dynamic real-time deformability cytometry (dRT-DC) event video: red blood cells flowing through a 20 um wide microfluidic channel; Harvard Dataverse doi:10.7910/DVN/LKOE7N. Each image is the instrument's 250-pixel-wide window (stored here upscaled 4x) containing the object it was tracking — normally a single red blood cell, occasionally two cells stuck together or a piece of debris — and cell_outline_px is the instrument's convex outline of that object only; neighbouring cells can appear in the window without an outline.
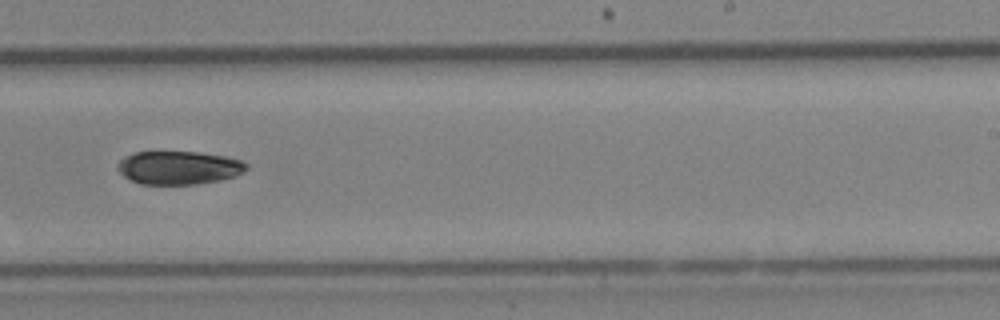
{"species": "Egyptian fruit bat (a non-hibernating species)", "species_latin": "Rousettus aegyptiacus", "temperature_condition": "cold", "stored_images_in_passage": 10, "camera_frame_rate_fps": 3000, "um_per_image_px": 0.085, "animal": {"sex": "female"}, "frame": {"image": 1, "passage_image": 10, "time_ms": 11.333, "image_size_px": [1000, 320], "cell_outline_px": [[248, 168], [244, 172], [236, 176], [220, 180], [196, 184], [140, 184], [124, 176], [116, 168], [116, 164], [124, 156], [132, 152], [200, 152], [224, 156], [240, 160], [248, 164]], "centroid_in_image_um": [15.19, 14.25], "position_along_channel_um": 273.8, "area_um2": 25.14}}